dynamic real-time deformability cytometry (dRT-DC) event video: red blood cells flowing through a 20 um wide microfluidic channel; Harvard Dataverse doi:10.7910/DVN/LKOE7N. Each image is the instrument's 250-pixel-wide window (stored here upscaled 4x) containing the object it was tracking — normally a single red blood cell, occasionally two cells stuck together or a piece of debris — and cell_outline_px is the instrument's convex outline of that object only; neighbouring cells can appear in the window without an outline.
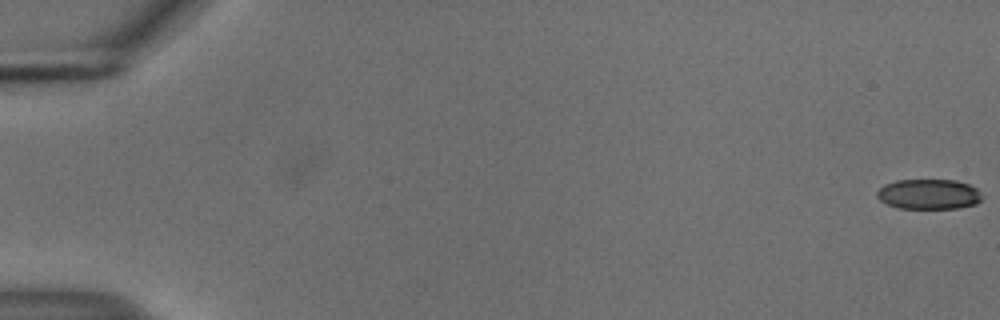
{"species": "common noctule bat (a hibernating species)", "species_latin": "Nyctalus noctula", "temperature_condition": "cold", "stored_images_in_passage": 2, "camera_frame_rate_fps": 3000, "um_per_image_px": 0.085, "animal": {"sex": "male", "body_mass_g": 18.8}, "frame": {"image": 1, "passage_image": 2, "time_ms": 0.333, "image_size_px": [1000, 320], "cell_outline_px": [[980, 200], [976, 204], [956, 208], [896, 208], [880, 200], [876, 196], [876, 192], [884, 184], [896, 180], [956, 180], [968, 184], [976, 188], [980, 192]], "centroid_in_image_um": [78.91, 16.5], "position_along_channel_um": 6.1, "area_um2": 18.38}}